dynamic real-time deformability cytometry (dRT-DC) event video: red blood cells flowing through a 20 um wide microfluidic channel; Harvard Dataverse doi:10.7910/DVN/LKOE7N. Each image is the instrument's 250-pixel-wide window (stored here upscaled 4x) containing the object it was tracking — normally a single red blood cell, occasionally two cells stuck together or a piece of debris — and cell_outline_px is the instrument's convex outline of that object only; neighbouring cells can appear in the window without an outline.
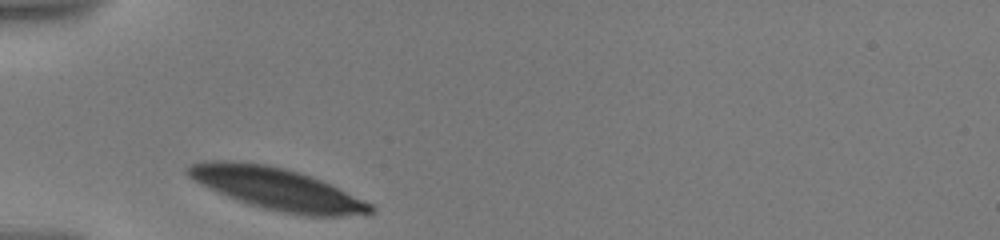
{"species": "human", "species_latin": "Homo sapiens", "temperature_condition": "warm", "stored_images_in_passage": 27, "camera_frame_rate_fps": 3000, "um_per_image_px": 0.085, "donor": {"sex": "male"}, "frame": {"image": 1, "passage_image": 1, "time_ms": 0.0, "image_size_px": [1000, 240], "cell_outline_px": [[376, 212], [340, 216], [304, 216], [280, 212], [248, 204], [228, 196], [192, 180], [184, 172], [184, 168], [188, 164], [204, 160], [232, 160], [268, 164], [284, 168], [320, 180], [364, 200], [372, 204], [376, 208]], "centroid_in_image_um": [23.48, 16.03], "position_along_channel_um": 61.5, "area_um2": 44.51}}
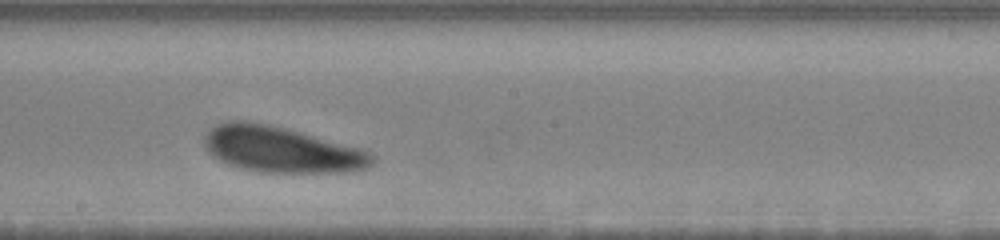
{"frame": {"image": 2, "passage_image": 16, "time_ms": 5.0, "image_size_px": [1000, 240], "cell_outline_px": [[376, 160], [368, 168], [356, 172], [260, 172], [240, 168], [228, 164], [212, 156], [204, 144], [204, 136], [216, 124], [228, 120], [244, 120], [268, 124], [284, 128], [360, 148], [376, 156]], "centroid_in_image_um": [23.93, 12.72], "position_along_channel_um": 224.3, "area_um2": 44.85}}
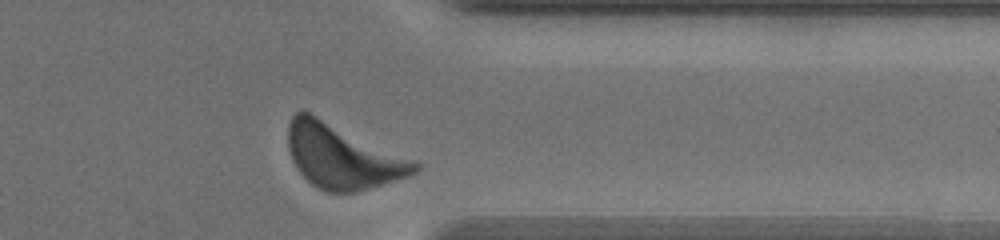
{"frame": {"image": 3, "passage_image": 27, "time_ms": 9.667, "image_size_px": [1000, 240], "cell_outline_px": [[420, 168], [416, 172], [408, 176], [356, 192], [328, 192], [316, 188], [300, 172], [292, 160], [288, 148], [288, 124], [292, 116], [296, 112], [308, 112], [420, 164]], "centroid_in_image_um": [29.05, 13.32], "position_along_channel_um": 382.4, "area_um2": 46.12}, "authors_computed_cell_mechanics": {"area_um2": 44.9106, "velocity_mm_per_s": 3.4327, "shape_relaxation_time_tau1_ms": 0.754, "shape_relaxation_time_tau2_ms": 8.0568, "deformation_change_tau1": 0.0737, "deformation_change_tau2": 0.1921}}